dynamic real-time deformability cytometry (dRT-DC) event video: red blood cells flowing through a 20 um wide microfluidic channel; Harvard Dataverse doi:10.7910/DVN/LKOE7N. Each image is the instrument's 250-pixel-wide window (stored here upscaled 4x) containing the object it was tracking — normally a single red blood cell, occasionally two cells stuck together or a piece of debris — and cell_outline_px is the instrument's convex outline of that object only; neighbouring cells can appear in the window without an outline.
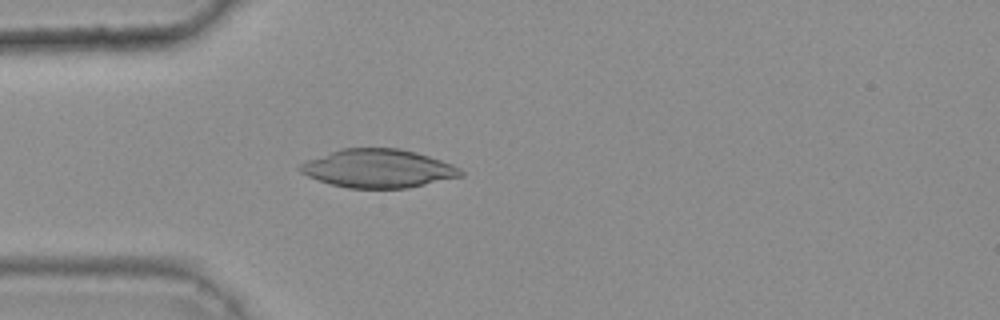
{"species": "common noctule bat (a hibernating species)", "species_latin": "Nyctalus noctula", "temperature_condition": "warm", "stored_images_in_passage": 38, "camera_frame_rate_fps": 3000, "um_per_image_px": 0.085, "animal": {"sex": "female", "body_mass_g": 25.1}, "frame": {"image": 1, "passage_image": 7, "time_ms": 2.0, "image_size_px": [1000, 320], "cell_outline_px": [[464, 176], [408, 188], [348, 188], [332, 184], [308, 176], [300, 172], [296, 168], [304, 160], [344, 148], [400, 148], [416, 152], [452, 164], [460, 168], [464, 172]], "centroid_in_image_um": [32.15, 14.32], "position_along_channel_um": 52.9, "area_um2": 36.01}}
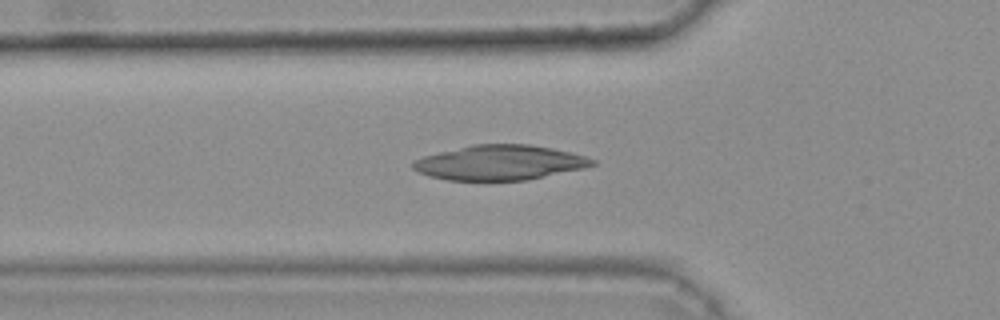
{"frame": {"image": 2, "passage_image": 10, "time_ms": 3.0, "image_size_px": [1000, 320], "cell_outline_px": [[596, 164], [584, 168], [524, 180], [448, 180], [428, 176], [416, 172], [412, 168], [412, 160], [424, 156], [472, 144], [528, 144], [552, 148], [572, 152], [596, 160]], "centroid_in_image_um": [42.45, 13.82], "position_along_channel_um": 83.4, "area_um2": 36.36}}
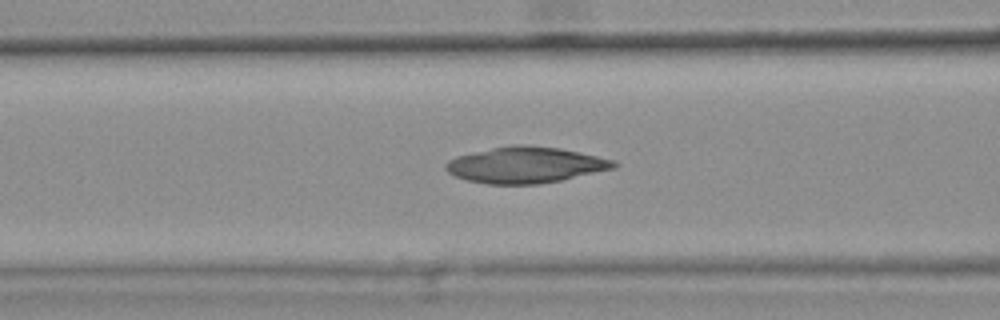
{"frame": {"image": 3, "passage_image": 13, "time_ms": 4.0, "image_size_px": [1000, 320], "cell_outline_px": [[620, 164], [616, 168], [560, 180], [540, 184], [488, 184], [468, 180], [456, 176], [448, 172], [444, 168], [444, 164], [448, 160], [456, 156], [472, 152], [512, 144], [528, 144], [560, 148], [580, 152], [616, 160]], "centroid_in_image_um": [44.69, 14.01], "position_along_channel_um": 121.9, "area_um2": 35.6}}